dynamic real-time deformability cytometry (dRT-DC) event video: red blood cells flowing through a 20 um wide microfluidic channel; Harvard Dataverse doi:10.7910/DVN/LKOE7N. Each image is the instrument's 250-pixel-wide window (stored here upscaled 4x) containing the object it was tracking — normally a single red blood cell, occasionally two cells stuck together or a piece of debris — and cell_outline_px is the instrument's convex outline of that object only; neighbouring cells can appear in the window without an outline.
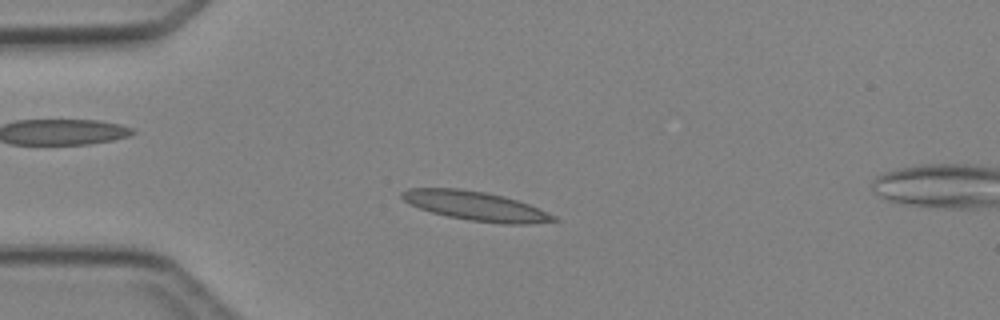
{"species": "Egyptian fruit bat (a non-hibernating species)", "species_latin": "Rousettus aegyptiacus", "temperature_condition": "cold", "stored_images_in_passage": 4, "camera_frame_rate_fps": 3000, "um_per_image_px": 0.085, "animal": {"sex": "female"}, "frame": {"image": 1, "passage_image": 3, "time_ms": 2.333, "image_size_px": [1000, 320], "cell_outline_px": [[560, 220], [528, 224], [504, 224], [468, 220], [448, 216], [432, 212], [408, 204], [400, 196], [400, 192], [408, 188], [460, 188], [484, 192], [504, 196], [528, 204], [556, 216]], "centroid_in_image_um": [40.4, 17.5], "position_along_channel_um": 44.6, "area_um2": 25.72}}